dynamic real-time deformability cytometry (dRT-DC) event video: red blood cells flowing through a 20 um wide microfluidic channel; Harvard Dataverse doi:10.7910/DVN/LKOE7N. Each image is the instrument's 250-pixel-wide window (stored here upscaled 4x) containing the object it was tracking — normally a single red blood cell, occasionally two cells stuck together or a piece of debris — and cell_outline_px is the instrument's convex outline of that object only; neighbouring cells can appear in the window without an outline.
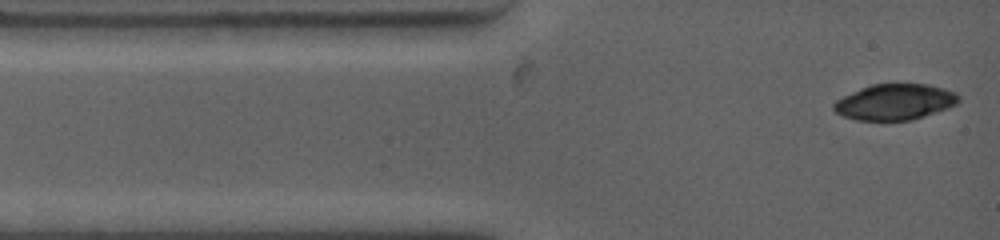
{"species": "common noctule bat (a hibernating species)", "species_latin": "Nyctalus noctula", "temperature_condition": "warm", "stored_images_in_passage": 2, "camera_frame_rate_fps": 4500, "um_per_image_px": 0.085, "animal": {"sex": "female", "body_mass_g": 19.0, "forearm_length_mm": 53.3}, "frame": {"image": 1, "passage_image": 1, "time_ms": 0.0, "image_size_px": [1000, 240], "cell_outline_px": [[960, 100], [956, 104], [948, 108], [912, 120], [856, 120], [844, 116], [836, 112], [832, 108], [832, 104], [836, 100], [860, 88], [872, 84], [928, 84], [944, 88], [956, 92], [960, 96]], "centroid_in_image_um": [76.08, 8.66], "position_along_channel_um": 8.9, "area_um2": 26.13}}